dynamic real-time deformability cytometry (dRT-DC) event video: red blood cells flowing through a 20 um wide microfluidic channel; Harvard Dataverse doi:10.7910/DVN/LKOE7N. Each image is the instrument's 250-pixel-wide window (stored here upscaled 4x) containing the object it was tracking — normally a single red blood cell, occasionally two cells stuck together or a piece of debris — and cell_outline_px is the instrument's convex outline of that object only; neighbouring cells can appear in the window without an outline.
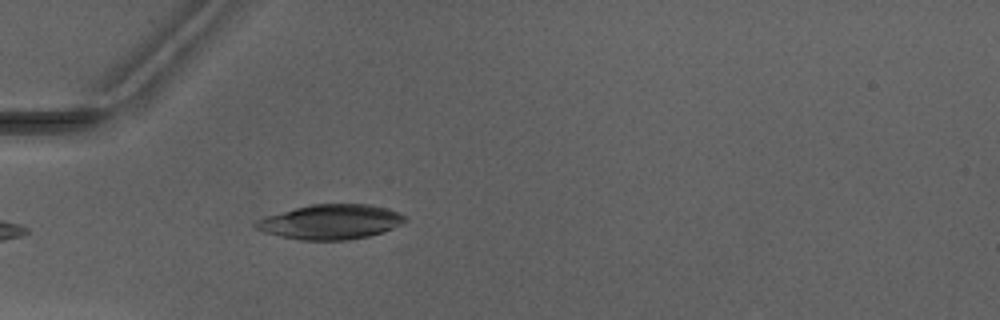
{"species": "Egyptian fruit bat (a non-hibernating species)", "species_latin": "Rousettus aegyptiacus", "temperature_condition": "warm", "stored_images_in_passage": 1, "camera_frame_rate_fps": 3000, "um_per_image_px": 0.085, "animal": {"sex": "male"}, "frame": {"image": 1, "passage_image": 1, "time_ms": 0.0, "image_size_px": [1000, 320], "cell_outline_px": [[408, 220], [384, 232], [368, 236], [348, 240], [300, 240], [280, 236], [264, 232], [256, 228], [252, 224], [256, 220], [264, 216], [312, 204], [368, 204], [388, 208], [400, 212], [408, 216]], "centroid_in_image_um": [28.13, 18.86], "position_along_channel_um": 56.9, "area_um2": 30.4}}